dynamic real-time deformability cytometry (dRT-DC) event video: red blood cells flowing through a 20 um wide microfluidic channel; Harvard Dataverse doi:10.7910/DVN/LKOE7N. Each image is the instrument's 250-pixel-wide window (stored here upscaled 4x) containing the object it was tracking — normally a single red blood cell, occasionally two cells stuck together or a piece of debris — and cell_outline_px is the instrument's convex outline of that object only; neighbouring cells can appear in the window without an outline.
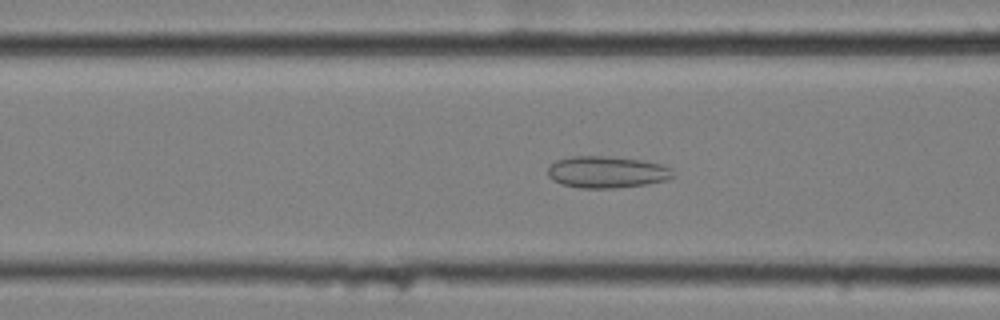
{"species": "common noctule bat (a hibernating species)", "species_latin": "Nyctalus noctula", "temperature_condition": "cold", "stored_images_in_passage": 53, "camera_frame_rate_fps": 3000, "um_per_image_px": 0.085, "animal": {"sex": "female", "body_mass_g": 25.1}, "frame": {"image": 1, "passage_image": 22, "time_ms": 7.0, "image_size_px": [1000, 320], "cell_outline_px": [[672, 176], [664, 180], [648, 184], [616, 188], [580, 188], [560, 184], [552, 180], [548, 176], [548, 168], [556, 160], [572, 156], [604, 156], [644, 160], [660, 164], [672, 168]], "centroid_in_image_um": [51.55, 14.63], "position_along_channel_um": 115.1, "area_um2": 23.18}}
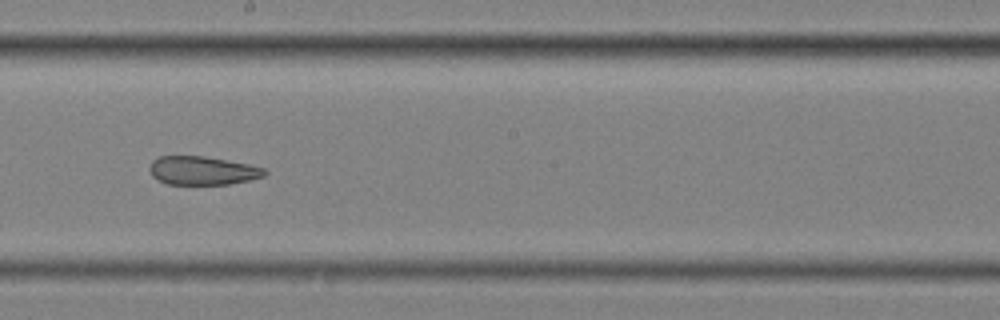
{"frame": {"image": 2, "passage_image": 32, "time_ms": 10.333, "image_size_px": [1000, 320], "cell_outline_px": [[268, 172], [264, 176], [248, 180], [228, 184], [168, 184], [156, 180], [152, 176], [148, 168], [152, 160], [160, 156], [204, 156], [248, 164], [264, 168]], "centroid_in_image_um": [17.17, 14.5], "position_along_channel_um": 231.0, "area_um2": 19.13}}
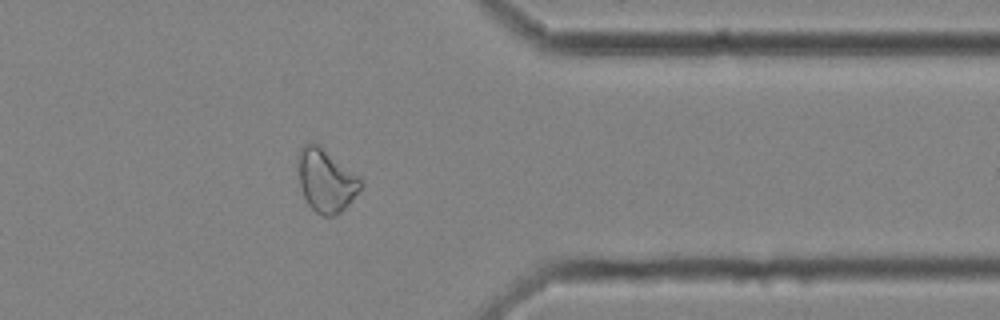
{"frame": {"image": 3, "passage_image": 46, "time_ms": 15.0, "image_size_px": [1000, 320], "cell_outline_px": [[364, 184], [352, 200], [340, 212], [332, 216], [324, 216], [316, 212], [308, 204], [304, 196], [300, 184], [296, 160], [296, 156], [300, 148], [304, 144], [312, 140], [360, 176]], "centroid_in_image_um": [27.69, 15.3], "position_along_channel_um": 383.7, "area_um2": 23.18}}